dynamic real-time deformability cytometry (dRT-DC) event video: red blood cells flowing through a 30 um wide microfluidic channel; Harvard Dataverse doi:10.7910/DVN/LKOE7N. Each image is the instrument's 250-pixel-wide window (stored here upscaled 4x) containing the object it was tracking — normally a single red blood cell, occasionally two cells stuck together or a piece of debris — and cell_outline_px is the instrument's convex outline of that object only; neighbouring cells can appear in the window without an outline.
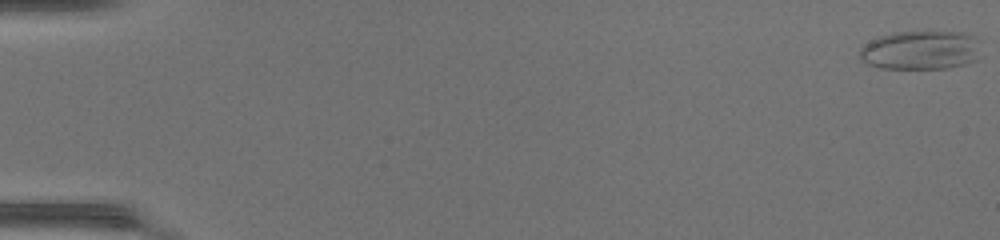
{"species": "common noctule bat (a hibernating species)", "species_latin": "Nyctalus noctula", "temperature_condition": "warm", "stored_images_in_passage": 50, "camera_frame_rate_fps": 3000, "um_per_image_px": 0.085, "animal": {"sex": "female", "body_mass_g": 17.0, "forearm_length_mm": 48.0}, "frame": {"image": 1, "passage_image": 1, "time_ms": 0.0, "image_size_px": [1000, 240], "cell_outline_px": [[980, 40], [976, 60], [964, 64], [948, 68], [880, 68], [868, 64], [860, 60], [860, 48], [864, 44], [880, 36], [892, 32], [964, 32], [976, 36]], "centroid_in_image_um": [78.26, 4.25], "position_along_channel_um": 6.7, "area_um2": 27.57}}
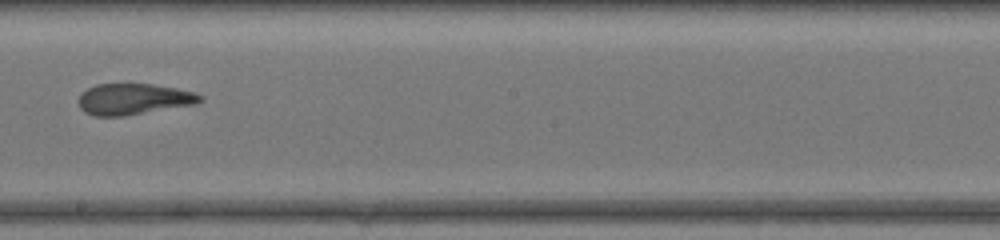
{"frame": {"image": 2, "passage_image": 30, "time_ms": 9.667, "image_size_px": [1000, 240], "cell_outline_px": [[204, 100], [196, 104], [124, 116], [92, 116], [84, 112], [80, 108], [76, 100], [80, 92], [96, 84], [152, 84], [176, 88], [192, 92], [204, 96]], "centroid_in_image_um": [11.31, 8.43], "position_along_channel_um": 236.9, "area_um2": 22.31}}
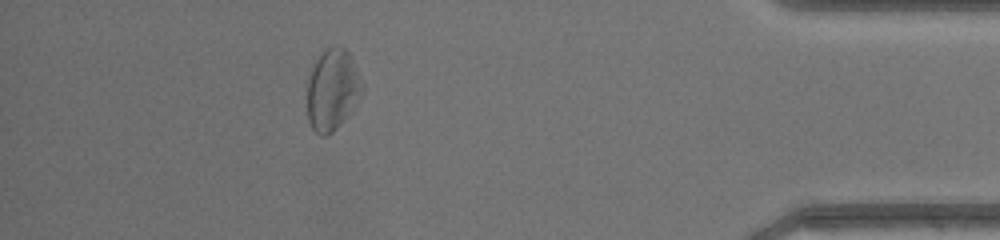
{"frame": {"image": 3, "passage_image": 45, "time_ms": 14.667, "image_size_px": [1000, 240], "cell_outline_px": [[364, 92], [352, 112], [332, 132], [324, 136], [320, 136], [312, 128], [308, 120], [308, 76], [320, 52], [328, 48], [344, 48], [352, 56], [364, 84]], "centroid_in_image_um": [28.29, 7.64], "position_along_channel_um": 406.9, "area_um2": 26.3}, "authors_computed_cell_mechanics": {"area_um2": 24.5072, "velocity_mm_per_s": 4.299, "shape_relaxation_time_tau1_ms": null, "shape_relaxation_time_tau2_ms": 3.0017, "deformation_change_tau1": null, "deformation_change_tau2": 0.1223}}